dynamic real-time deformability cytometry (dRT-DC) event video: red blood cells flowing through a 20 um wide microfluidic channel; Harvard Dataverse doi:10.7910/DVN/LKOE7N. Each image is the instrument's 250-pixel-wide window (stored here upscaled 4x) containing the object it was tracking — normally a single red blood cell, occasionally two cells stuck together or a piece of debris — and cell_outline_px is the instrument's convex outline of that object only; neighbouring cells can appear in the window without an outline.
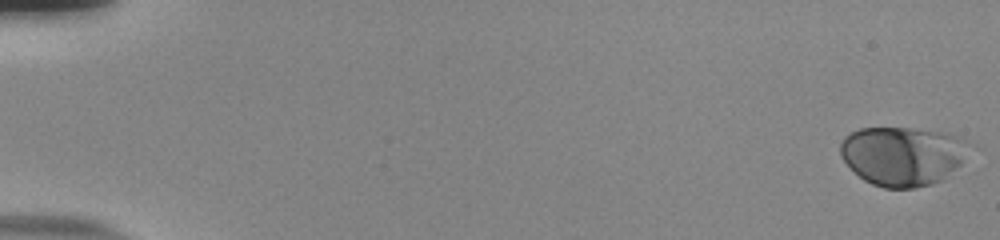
{"species": "human", "species_latin": "Homo sapiens", "temperature_condition": "room temperature", "stored_images_in_passage": 55, "camera_frame_rate_fps": 3000, "um_per_image_px": 0.085, "donor": {"sex": "male"}, "frame": {"image": 1, "passage_image": 1, "time_ms": 0.0, "image_size_px": [1000, 240], "cell_outline_px": [[964, 140], [960, 164], [944, 180], [932, 184], [916, 188], [884, 188], [872, 184], [864, 180], [840, 156], [840, 144], [844, 136], [860, 128], [912, 128], [948, 132], [960, 136]], "centroid_in_image_um": [76.67, 13.25], "position_along_channel_um": 8.3, "area_um2": 43.99}}
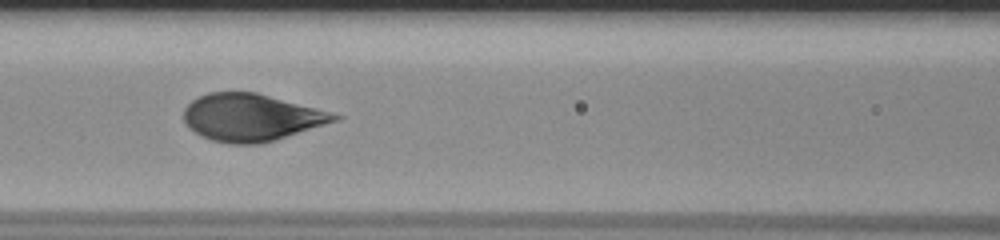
{"frame": {"image": 2, "passage_image": 26, "time_ms": 8.333, "image_size_px": [1000, 240], "cell_outline_px": [[344, 116], [340, 120], [260, 144], [228, 144], [212, 140], [200, 136], [188, 128], [184, 120], [184, 108], [192, 100], [208, 92], [256, 92], [332, 112]], "centroid_in_image_um": [21.35, 9.98], "position_along_channel_um": 145.3, "area_um2": 41.5}}
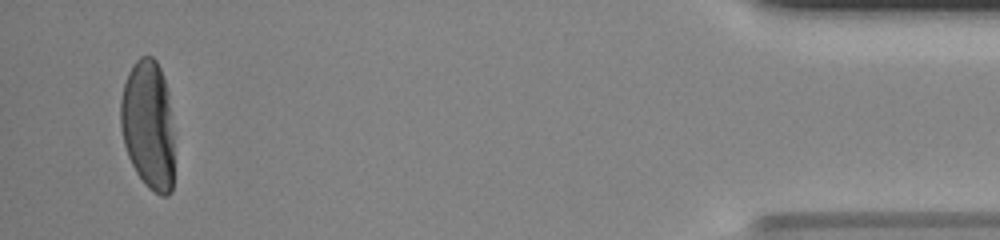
{"frame": {"image": 3, "passage_image": 53, "time_ms": 17.333, "image_size_px": [1000, 240], "cell_outline_px": [[172, 192], [168, 196], [160, 196], [148, 188], [144, 184], [136, 172], [128, 156], [124, 144], [120, 128], [120, 100], [124, 84], [128, 72], [136, 60], [140, 56], [152, 56], [156, 60], [160, 68], [168, 88], [172, 132]], "centroid_in_image_um": [12.58, 10.61], "position_along_channel_um": 422.6, "area_um2": 40.52}, "authors_computed_cell_mechanics": {"area_um2": 41.905, "velocity_mm_per_s": 3.8413, "shape_relaxation_time_tau1_ms": 3.4241, "shape_relaxation_time_tau2_ms": null, "deformation_change_tau1": 0.201, "deformation_change_tau2": null}}